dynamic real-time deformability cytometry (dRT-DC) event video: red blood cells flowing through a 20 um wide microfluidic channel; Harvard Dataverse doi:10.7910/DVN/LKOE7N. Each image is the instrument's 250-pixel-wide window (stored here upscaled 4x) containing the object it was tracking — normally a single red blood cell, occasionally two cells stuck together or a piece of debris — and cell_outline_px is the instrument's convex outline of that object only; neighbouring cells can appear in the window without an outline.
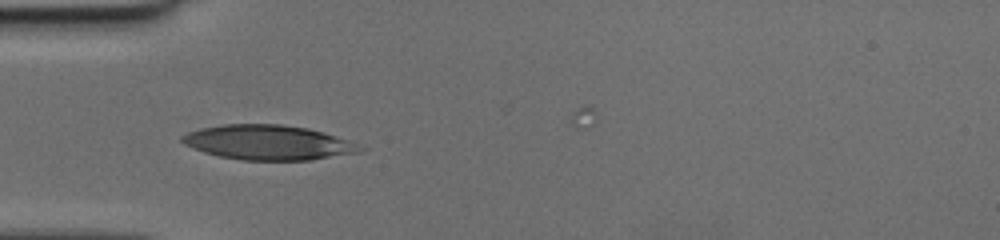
{"species": "human", "species_latin": "Homo sapiens", "temperature_condition": "cold", "stored_images_in_passage": 28, "camera_frame_rate_fps": 3000, "um_per_image_px": 0.085, "donor": {"sex": "female"}, "frame": {"image": 1, "passage_image": 1, "time_ms": 0.0, "image_size_px": [1000, 240], "cell_outline_px": [[368, 148], [360, 152], [312, 160], [240, 160], [220, 156], [204, 152], [192, 148], [184, 144], [180, 140], [180, 136], [188, 132], [200, 128], [224, 124], [280, 124], [308, 128], [336, 136], [348, 140]], "centroid_in_image_um": [22.8, 12.11], "position_along_channel_um": 62.2, "area_um2": 36.18}}
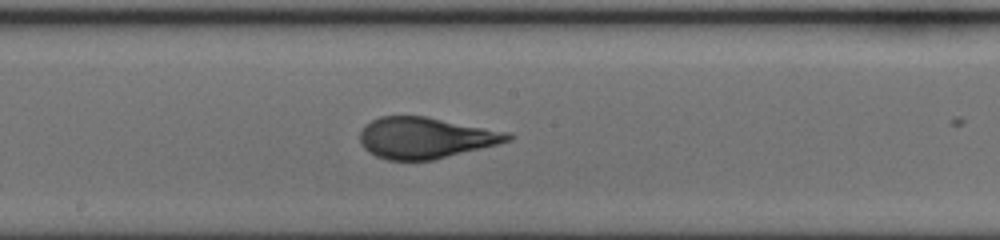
{"frame": {"image": 2, "passage_image": 12, "time_ms": 3.667, "image_size_px": [1000, 240], "cell_outline_px": [[516, 136], [512, 140], [500, 144], [432, 160], [388, 160], [376, 156], [368, 152], [360, 144], [360, 132], [364, 124], [380, 116], [424, 116], [508, 132]], "centroid_in_image_um": [36.16, 11.72], "position_along_channel_um": 212.0, "area_um2": 35.55}}
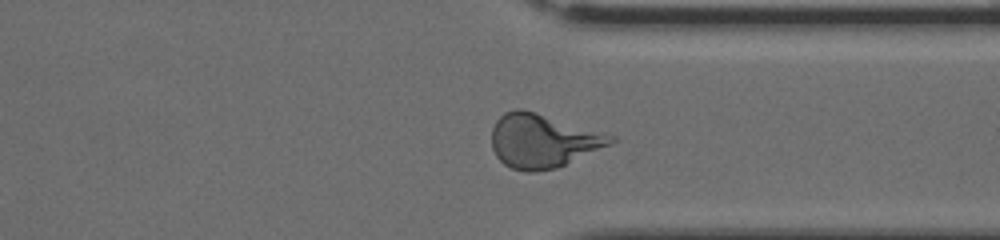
{"frame": {"image": 3, "passage_image": 23, "time_ms": 7.333, "image_size_px": [1000, 240], "cell_outline_px": [[616, 140], [608, 144], [556, 168], [536, 172], [528, 172], [512, 168], [504, 164], [496, 156], [492, 148], [492, 128], [496, 120], [504, 112], [516, 108], [520, 108], [536, 112], [616, 136]], "centroid_in_image_um": [46.08, 11.95], "position_along_channel_um": 365.3, "area_um2": 36.88}}